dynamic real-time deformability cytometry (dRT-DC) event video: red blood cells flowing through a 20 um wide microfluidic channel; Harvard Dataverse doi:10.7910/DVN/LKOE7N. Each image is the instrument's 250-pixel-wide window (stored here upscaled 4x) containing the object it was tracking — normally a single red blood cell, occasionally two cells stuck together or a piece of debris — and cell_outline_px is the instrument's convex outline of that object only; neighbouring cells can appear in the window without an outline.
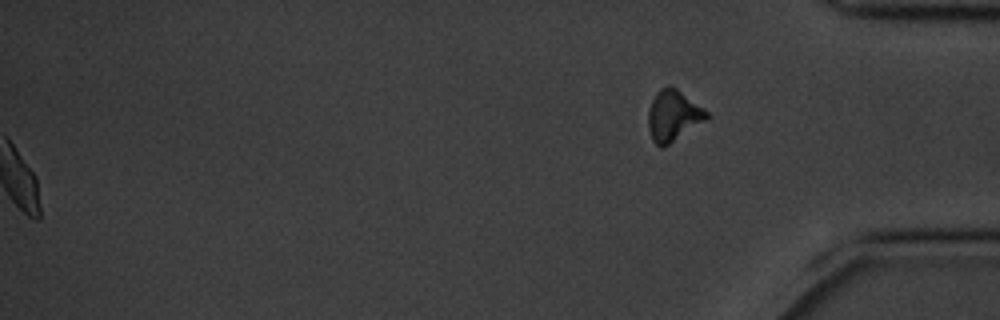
{"species": "common noctule bat (a hibernating species)", "species_latin": "Nyctalus noctula", "temperature_condition": "cold", "stored_images_in_passage": 58, "segment_of_instrument_passage": [2, 2], "camera_frame_rate_fps": 3000, "um_per_image_px": 0.085, "animal": {"sex": "male", "body_mass_g": 20.1, "forearm_length_mm": 53.5}, "frame": {"image": 1, "passage_image": 58, "time_ms": 19.0, "image_size_px": [1000, 320], "cell_outline_px": [[712, 116], [708, 120], [668, 144], [660, 148], [652, 140], [648, 128], [648, 112], [652, 100], [656, 92], [660, 88], [676, 88], [704, 108]], "centroid_in_image_um": [57.25, 9.85], "position_along_channel_um": 378.0, "area_um2": 17.28}}